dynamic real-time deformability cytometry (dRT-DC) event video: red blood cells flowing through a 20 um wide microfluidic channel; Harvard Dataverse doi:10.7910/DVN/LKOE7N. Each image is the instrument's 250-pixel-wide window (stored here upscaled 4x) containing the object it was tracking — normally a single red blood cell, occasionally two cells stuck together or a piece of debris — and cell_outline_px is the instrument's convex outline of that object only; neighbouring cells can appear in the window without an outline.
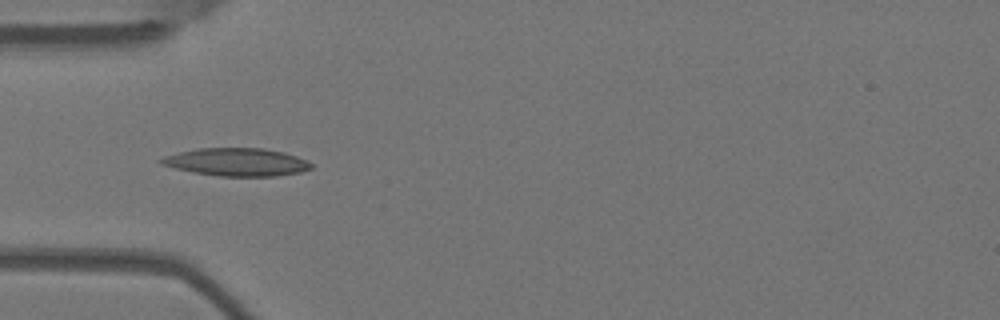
{"species": "Egyptian fruit bat (a non-hibernating species)", "species_latin": "Rousettus aegyptiacus", "temperature_condition": "warm", "stored_images_in_passage": 9, "camera_frame_rate_fps": 3000, "um_per_image_px": 0.085, "animal": {"sex": "female"}, "frame": {"image": 1, "passage_image": 3, "time_ms": 0.667, "image_size_px": [1000, 320], "cell_outline_px": [[312, 168], [300, 172], [276, 176], [220, 176], [192, 172], [160, 164], [156, 160], [164, 156], [196, 148], [264, 148], [284, 152], [308, 160], [312, 164]], "centroid_in_image_um": [20.11, 13.77], "position_along_channel_um": 64.9, "area_um2": 24.45}}
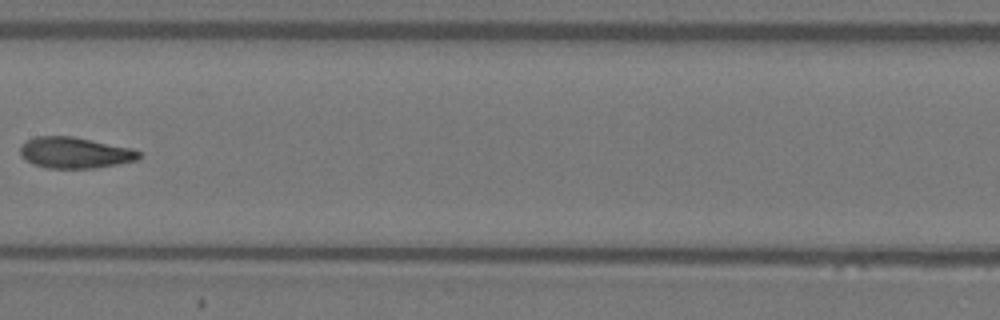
{"frame": {"image": 2, "passage_image": 6, "time_ms": 1.667, "image_size_px": [1000, 320], "cell_outline_px": [[144, 156], [140, 160], [96, 168], [48, 168], [32, 164], [24, 160], [20, 156], [20, 148], [28, 140], [36, 136], [72, 136], [132, 148], [140, 152]], "centroid_in_image_um": [6.4, 12.99], "position_along_channel_um": 201.0, "area_um2": 21.73}}
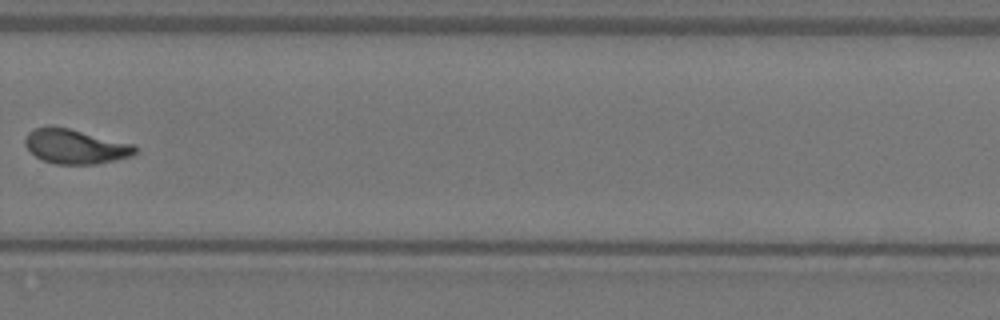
{"frame": {"image": 3, "passage_image": 9, "time_ms": 2.667, "image_size_px": [1000, 320], "cell_outline_px": [[140, 148], [132, 156], [96, 164], [56, 164], [40, 160], [24, 144], [24, 140], [28, 132], [32, 128], [52, 124], [136, 144]], "centroid_in_image_um": [6.41, 12.43], "position_along_channel_um": 323.4, "area_um2": 22.66}}